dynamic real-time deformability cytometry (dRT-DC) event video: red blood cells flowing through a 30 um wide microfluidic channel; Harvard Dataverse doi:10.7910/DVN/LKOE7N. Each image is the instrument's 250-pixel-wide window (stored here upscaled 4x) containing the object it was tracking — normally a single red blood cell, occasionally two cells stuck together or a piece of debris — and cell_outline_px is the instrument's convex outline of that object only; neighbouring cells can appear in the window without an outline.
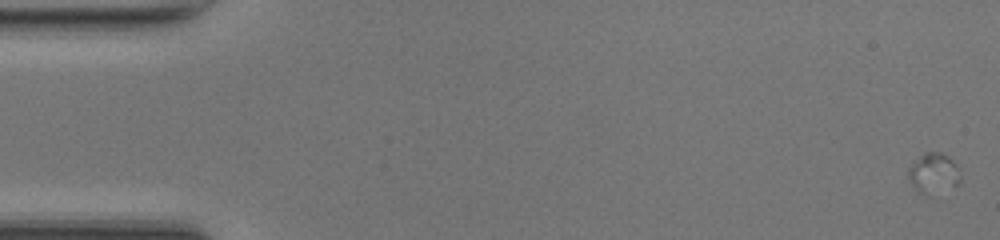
{"species": "common noctule bat (a hibernating species)", "species_latin": "Nyctalus noctula", "temperature_condition": "room temperature", "stored_images_in_passage": 1, "camera_frame_rate_fps": 3000, "um_per_image_px": 0.085, "animal": {"sex": "female", "body_mass_g": 17.0, "forearm_length_mm": 48.0}, "frame": {"image": 1, "passage_image": 1, "time_ms": 0.0, "image_size_px": [1000, 240], "cell_outline_px": [[960, 180], [956, 184], [928, 196], [920, 192], [908, 180], [908, 168], [924, 152], [940, 152], [948, 156], [956, 164], [960, 176]], "centroid_in_image_um": [79.33, 14.7], "position_along_channel_um": 5.7, "area_um2": 11.91}}